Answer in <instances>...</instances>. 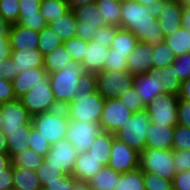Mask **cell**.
I'll list each match as a JSON object with an SVG mask.
<instances>
[{"label":"cell","mask_w":190,"mask_h":190,"mask_svg":"<svg viewBox=\"0 0 190 190\" xmlns=\"http://www.w3.org/2000/svg\"><path fill=\"white\" fill-rule=\"evenodd\" d=\"M120 28L131 31L138 42L151 46L164 42L162 30L153 8L136 0H122Z\"/></svg>","instance_id":"1"},{"label":"cell","mask_w":190,"mask_h":190,"mask_svg":"<svg viewBox=\"0 0 190 190\" xmlns=\"http://www.w3.org/2000/svg\"><path fill=\"white\" fill-rule=\"evenodd\" d=\"M104 103L95 81L90 78L79 86L76 97L64 109L69 120L99 123Z\"/></svg>","instance_id":"2"},{"label":"cell","mask_w":190,"mask_h":190,"mask_svg":"<svg viewBox=\"0 0 190 190\" xmlns=\"http://www.w3.org/2000/svg\"><path fill=\"white\" fill-rule=\"evenodd\" d=\"M49 77L55 100L63 108L76 97L79 86L91 78L83 65L75 61L63 70L49 74Z\"/></svg>","instance_id":"3"},{"label":"cell","mask_w":190,"mask_h":190,"mask_svg":"<svg viewBox=\"0 0 190 190\" xmlns=\"http://www.w3.org/2000/svg\"><path fill=\"white\" fill-rule=\"evenodd\" d=\"M68 121L69 117L63 107L32 116L33 127L50 145L66 137Z\"/></svg>","instance_id":"4"},{"label":"cell","mask_w":190,"mask_h":190,"mask_svg":"<svg viewBox=\"0 0 190 190\" xmlns=\"http://www.w3.org/2000/svg\"><path fill=\"white\" fill-rule=\"evenodd\" d=\"M150 125V115L146 110L133 113L125 125L115 133V138L140 153L146 149V136Z\"/></svg>","instance_id":"5"},{"label":"cell","mask_w":190,"mask_h":190,"mask_svg":"<svg viewBox=\"0 0 190 190\" xmlns=\"http://www.w3.org/2000/svg\"><path fill=\"white\" fill-rule=\"evenodd\" d=\"M174 163L173 150L146 148L140 152L139 168L162 179L173 181L177 173Z\"/></svg>","instance_id":"6"},{"label":"cell","mask_w":190,"mask_h":190,"mask_svg":"<svg viewBox=\"0 0 190 190\" xmlns=\"http://www.w3.org/2000/svg\"><path fill=\"white\" fill-rule=\"evenodd\" d=\"M134 77L129 71L102 70L92 79L95 81L96 90L104 99H116L133 86Z\"/></svg>","instance_id":"7"},{"label":"cell","mask_w":190,"mask_h":190,"mask_svg":"<svg viewBox=\"0 0 190 190\" xmlns=\"http://www.w3.org/2000/svg\"><path fill=\"white\" fill-rule=\"evenodd\" d=\"M19 99L31 116L60 108L52 92L48 74L44 76V83L37 84Z\"/></svg>","instance_id":"8"},{"label":"cell","mask_w":190,"mask_h":190,"mask_svg":"<svg viewBox=\"0 0 190 190\" xmlns=\"http://www.w3.org/2000/svg\"><path fill=\"white\" fill-rule=\"evenodd\" d=\"M179 96L170 93L158 95L151 104L146 107L150 115L151 123L175 127L178 124Z\"/></svg>","instance_id":"9"},{"label":"cell","mask_w":190,"mask_h":190,"mask_svg":"<svg viewBox=\"0 0 190 190\" xmlns=\"http://www.w3.org/2000/svg\"><path fill=\"white\" fill-rule=\"evenodd\" d=\"M102 132L100 123L69 120L65 138L73 144L78 153H85Z\"/></svg>","instance_id":"10"},{"label":"cell","mask_w":190,"mask_h":190,"mask_svg":"<svg viewBox=\"0 0 190 190\" xmlns=\"http://www.w3.org/2000/svg\"><path fill=\"white\" fill-rule=\"evenodd\" d=\"M76 18V36L89 42L95 34V29L106 26L104 17L94 4L77 6L71 9Z\"/></svg>","instance_id":"11"},{"label":"cell","mask_w":190,"mask_h":190,"mask_svg":"<svg viewBox=\"0 0 190 190\" xmlns=\"http://www.w3.org/2000/svg\"><path fill=\"white\" fill-rule=\"evenodd\" d=\"M0 112L4 120L1 131L6 137L7 131L30 130L33 126L32 116L20 99L1 104Z\"/></svg>","instance_id":"12"},{"label":"cell","mask_w":190,"mask_h":190,"mask_svg":"<svg viewBox=\"0 0 190 190\" xmlns=\"http://www.w3.org/2000/svg\"><path fill=\"white\" fill-rule=\"evenodd\" d=\"M132 115L133 112L129 111L119 98L105 99L99 123L103 132L115 134L125 125Z\"/></svg>","instance_id":"13"},{"label":"cell","mask_w":190,"mask_h":190,"mask_svg":"<svg viewBox=\"0 0 190 190\" xmlns=\"http://www.w3.org/2000/svg\"><path fill=\"white\" fill-rule=\"evenodd\" d=\"M78 152L73 144L66 138L61 139L50 146L45 159L50 165L59 169L65 175H72Z\"/></svg>","instance_id":"14"},{"label":"cell","mask_w":190,"mask_h":190,"mask_svg":"<svg viewBox=\"0 0 190 190\" xmlns=\"http://www.w3.org/2000/svg\"><path fill=\"white\" fill-rule=\"evenodd\" d=\"M154 11L164 38L174 34L182 27L183 7L180 2L160 0L156 3Z\"/></svg>","instance_id":"15"},{"label":"cell","mask_w":190,"mask_h":190,"mask_svg":"<svg viewBox=\"0 0 190 190\" xmlns=\"http://www.w3.org/2000/svg\"><path fill=\"white\" fill-rule=\"evenodd\" d=\"M140 153L114 138L108 167L119 173L139 168Z\"/></svg>","instance_id":"16"},{"label":"cell","mask_w":190,"mask_h":190,"mask_svg":"<svg viewBox=\"0 0 190 190\" xmlns=\"http://www.w3.org/2000/svg\"><path fill=\"white\" fill-rule=\"evenodd\" d=\"M153 55V47L150 44L138 42L133 52L128 56V71L133 76L146 73L153 68Z\"/></svg>","instance_id":"17"},{"label":"cell","mask_w":190,"mask_h":190,"mask_svg":"<svg viewBox=\"0 0 190 190\" xmlns=\"http://www.w3.org/2000/svg\"><path fill=\"white\" fill-rule=\"evenodd\" d=\"M110 48L91 40L87 44L82 65L92 78L96 73L104 70L106 57Z\"/></svg>","instance_id":"18"},{"label":"cell","mask_w":190,"mask_h":190,"mask_svg":"<svg viewBox=\"0 0 190 190\" xmlns=\"http://www.w3.org/2000/svg\"><path fill=\"white\" fill-rule=\"evenodd\" d=\"M9 39L12 50L38 49L39 32L14 23L9 29Z\"/></svg>","instance_id":"19"},{"label":"cell","mask_w":190,"mask_h":190,"mask_svg":"<svg viewBox=\"0 0 190 190\" xmlns=\"http://www.w3.org/2000/svg\"><path fill=\"white\" fill-rule=\"evenodd\" d=\"M175 127L151 123L146 136V148L173 150Z\"/></svg>","instance_id":"20"},{"label":"cell","mask_w":190,"mask_h":190,"mask_svg":"<svg viewBox=\"0 0 190 190\" xmlns=\"http://www.w3.org/2000/svg\"><path fill=\"white\" fill-rule=\"evenodd\" d=\"M46 70L43 67L31 68L19 74L13 81V91L17 99L21 98L26 92L36 87L39 83H44Z\"/></svg>","instance_id":"21"},{"label":"cell","mask_w":190,"mask_h":190,"mask_svg":"<svg viewBox=\"0 0 190 190\" xmlns=\"http://www.w3.org/2000/svg\"><path fill=\"white\" fill-rule=\"evenodd\" d=\"M133 87L140 95L146 107L151 104L158 95L164 94L162 92V83L156 78L149 77L147 73L136 75L134 77Z\"/></svg>","instance_id":"22"},{"label":"cell","mask_w":190,"mask_h":190,"mask_svg":"<svg viewBox=\"0 0 190 190\" xmlns=\"http://www.w3.org/2000/svg\"><path fill=\"white\" fill-rule=\"evenodd\" d=\"M103 167L104 165H102L99 160L92 157L89 152L78 153L72 175L77 181L88 182Z\"/></svg>","instance_id":"23"},{"label":"cell","mask_w":190,"mask_h":190,"mask_svg":"<svg viewBox=\"0 0 190 190\" xmlns=\"http://www.w3.org/2000/svg\"><path fill=\"white\" fill-rule=\"evenodd\" d=\"M174 65L164 68H152L146 73L151 78H156L162 83V92L179 95L182 88V81L176 77Z\"/></svg>","instance_id":"24"},{"label":"cell","mask_w":190,"mask_h":190,"mask_svg":"<svg viewBox=\"0 0 190 190\" xmlns=\"http://www.w3.org/2000/svg\"><path fill=\"white\" fill-rule=\"evenodd\" d=\"M13 65L21 74L31 68L43 67L44 55L38 49L12 50Z\"/></svg>","instance_id":"25"},{"label":"cell","mask_w":190,"mask_h":190,"mask_svg":"<svg viewBox=\"0 0 190 190\" xmlns=\"http://www.w3.org/2000/svg\"><path fill=\"white\" fill-rule=\"evenodd\" d=\"M13 190H43L37 173L21 167H13Z\"/></svg>","instance_id":"26"},{"label":"cell","mask_w":190,"mask_h":190,"mask_svg":"<svg viewBox=\"0 0 190 190\" xmlns=\"http://www.w3.org/2000/svg\"><path fill=\"white\" fill-rule=\"evenodd\" d=\"M115 138V134L102 132L97 136L88 152L92 157L99 160L104 166H107L110 160L111 147Z\"/></svg>","instance_id":"27"},{"label":"cell","mask_w":190,"mask_h":190,"mask_svg":"<svg viewBox=\"0 0 190 190\" xmlns=\"http://www.w3.org/2000/svg\"><path fill=\"white\" fill-rule=\"evenodd\" d=\"M73 59L64 45L55 48L51 53L44 56L43 68L49 75L53 72L63 70L66 66H71Z\"/></svg>","instance_id":"28"},{"label":"cell","mask_w":190,"mask_h":190,"mask_svg":"<svg viewBox=\"0 0 190 190\" xmlns=\"http://www.w3.org/2000/svg\"><path fill=\"white\" fill-rule=\"evenodd\" d=\"M76 18L71 9L47 25L64 41L76 36Z\"/></svg>","instance_id":"29"},{"label":"cell","mask_w":190,"mask_h":190,"mask_svg":"<svg viewBox=\"0 0 190 190\" xmlns=\"http://www.w3.org/2000/svg\"><path fill=\"white\" fill-rule=\"evenodd\" d=\"M120 173L108 166H104L89 182L91 190H115Z\"/></svg>","instance_id":"30"},{"label":"cell","mask_w":190,"mask_h":190,"mask_svg":"<svg viewBox=\"0 0 190 190\" xmlns=\"http://www.w3.org/2000/svg\"><path fill=\"white\" fill-rule=\"evenodd\" d=\"M122 0H96L95 6L107 25L120 28Z\"/></svg>","instance_id":"31"},{"label":"cell","mask_w":190,"mask_h":190,"mask_svg":"<svg viewBox=\"0 0 190 190\" xmlns=\"http://www.w3.org/2000/svg\"><path fill=\"white\" fill-rule=\"evenodd\" d=\"M175 57L190 53V31L181 27L174 34L164 38Z\"/></svg>","instance_id":"32"},{"label":"cell","mask_w":190,"mask_h":190,"mask_svg":"<svg viewBox=\"0 0 190 190\" xmlns=\"http://www.w3.org/2000/svg\"><path fill=\"white\" fill-rule=\"evenodd\" d=\"M137 43L138 40L131 31L118 28L110 48L114 49L116 53L126 54L128 57Z\"/></svg>","instance_id":"33"},{"label":"cell","mask_w":190,"mask_h":190,"mask_svg":"<svg viewBox=\"0 0 190 190\" xmlns=\"http://www.w3.org/2000/svg\"><path fill=\"white\" fill-rule=\"evenodd\" d=\"M70 10L67 0H42L40 5L41 15L46 23L63 16Z\"/></svg>","instance_id":"34"},{"label":"cell","mask_w":190,"mask_h":190,"mask_svg":"<svg viewBox=\"0 0 190 190\" xmlns=\"http://www.w3.org/2000/svg\"><path fill=\"white\" fill-rule=\"evenodd\" d=\"M30 130L7 131L8 155H16L29 149Z\"/></svg>","instance_id":"35"},{"label":"cell","mask_w":190,"mask_h":190,"mask_svg":"<svg viewBox=\"0 0 190 190\" xmlns=\"http://www.w3.org/2000/svg\"><path fill=\"white\" fill-rule=\"evenodd\" d=\"M115 190H145L143 171L140 168H136L126 173H120Z\"/></svg>","instance_id":"36"},{"label":"cell","mask_w":190,"mask_h":190,"mask_svg":"<svg viewBox=\"0 0 190 190\" xmlns=\"http://www.w3.org/2000/svg\"><path fill=\"white\" fill-rule=\"evenodd\" d=\"M43 157L39 156L31 149H27L21 153L10 156L11 165L13 167L27 168L35 171L43 162Z\"/></svg>","instance_id":"37"},{"label":"cell","mask_w":190,"mask_h":190,"mask_svg":"<svg viewBox=\"0 0 190 190\" xmlns=\"http://www.w3.org/2000/svg\"><path fill=\"white\" fill-rule=\"evenodd\" d=\"M63 40L48 25L39 31L38 50L45 56L63 45Z\"/></svg>","instance_id":"38"},{"label":"cell","mask_w":190,"mask_h":190,"mask_svg":"<svg viewBox=\"0 0 190 190\" xmlns=\"http://www.w3.org/2000/svg\"><path fill=\"white\" fill-rule=\"evenodd\" d=\"M152 47L154 52L153 68L160 69L174 63L176 57L165 42Z\"/></svg>","instance_id":"39"},{"label":"cell","mask_w":190,"mask_h":190,"mask_svg":"<svg viewBox=\"0 0 190 190\" xmlns=\"http://www.w3.org/2000/svg\"><path fill=\"white\" fill-rule=\"evenodd\" d=\"M42 187L46 186L48 182L58 181L60 177L64 175L59 169L50 165L48 161L44 158L40 166L35 170Z\"/></svg>","instance_id":"40"},{"label":"cell","mask_w":190,"mask_h":190,"mask_svg":"<svg viewBox=\"0 0 190 190\" xmlns=\"http://www.w3.org/2000/svg\"><path fill=\"white\" fill-rule=\"evenodd\" d=\"M88 42L80 37H72L64 41L63 45L68 53L71 55L73 61L82 63L85 50L87 49Z\"/></svg>","instance_id":"41"},{"label":"cell","mask_w":190,"mask_h":190,"mask_svg":"<svg viewBox=\"0 0 190 190\" xmlns=\"http://www.w3.org/2000/svg\"><path fill=\"white\" fill-rule=\"evenodd\" d=\"M119 99L122 101L125 107L133 113L146 110L144 102L141 100L140 95L133 86L129 90L123 92Z\"/></svg>","instance_id":"42"},{"label":"cell","mask_w":190,"mask_h":190,"mask_svg":"<svg viewBox=\"0 0 190 190\" xmlns=\"http://www.w3.org/2000/svg\"><path fill=\"white\" fill-rule=\"evenodd\" d=\"M20 8L19 0H0V17L10 24L19 21Z\"/></svg>","instance_id":"43"},{"label":"cell","mask_w":190,"mask_h":190,"mask_svg":"<svg viewBox=\"0 0 190 190\" xmlns=\"http://www.w3.org/2000/svg\"><path fill=\"white\" fill-rule=\"evenodd\" d=\"M29 149L36 152L39 156L45 158L50 150V144L33 126L30 129Z\"/></svg>","instance_id":"44"},{"label":"cell","mask_w":190,"mask_h":190,"mask_svg":"<svg viewBox=\"0 0 190 190\" xmlns=\"http://www.w3.org/2000/svg\"><path fill=\"white\" fill-rule=\"evenodd\" d=\"M127 59L126 54L116 53L114 49L110 48L104 64V70L128 71Z\"/></svg>","instance_id":"45"},{"label":"cell","mask_w":190,"mask_h":190,"mask_svg":"<svg viewBox=\"0 0 190 190\" xmlns=\"http://www.w3.org/2000/svg\"><path fill=\"white\" fill-rule=\"evenodd\" d=\"M190 150V128L177 124L174 130L173 151Z\"/></svg>","instance_id":"46"},{"label":"cell","mask_w":190,"mask_h":190,"mask_svg":"<svg viewBox=\"0 0 190 190\" xmlns=\"http://www.w3.org/2000/svg\"><path fill=\"white\" fill-rule=\"evenodd\" d=\"M143 183L145 190H173L172 181L149 172H143Z\"/></svg>","instance_id":"47"},{"label":"cell","mask_w":190,"mask_h":190,"mask_svg":"<svg viewBox=\"0 0 190 190\" xmlns=\"http://www.w3.org/2000/svg\"><path fill=\"white\" fill-rule=\"evenodd\" d=\"M118 27L106 25L95 29L92 40L106 47H111Z\"/></svg>","instance_id":"48"},{"label":"cell","mask_w":190,"mask_h":190,"mask_svg":"<svg viewBox=\"0 0 190 190\" xmlns=\"http://www.w3.org/2000/svg\"><path fill=\"white\" fill-rule=\"evenodd\" d=\"M176 77L181 81L190 78V53L176 57L173 63Z\"/></svg>","instance_id":"49"},{"label":"cell","mask_w":190,"mask_h":190,"mask_svg":"<svg viewBox=\"0 0 190 190\" xmlns=\"http://www.w3.org/2000/svg\"><path fill=\"white\" fill-rule=\"evenodd\" d=\"M20 26L41 31L46 25V21L42 15H19V21L17 22Z\"/></svg>","instance_id":"50"},{"label":"cell","mask_w":190,"mask_h":190,"mask_svg":"<svg viewBox=\"0 0 190 190\" xmlns=\"http://www.w3.org/2000/svg\"><path fill=\"white\" fill-rule=\"evenodd\" d=\"M77 180L73 175H63L58 181L48 182L43 190H73Z\"/></svg>","instance_id":"51"},{"label":"cell","mask_w":190,"mask_h":190,"mask_svg":"<svg viewBox=\"0 0 190 190\" xmlns=\"http://www.w3.org/2000/svg\"><path fill=\"white\" fill-rule=\"evenodd\" d=\"M176 172L190 171V150L173 151Z\"/></svg>","instance_id":"52"},{"label":"cell","mask_w":190,"mask_h":190,"mask_svg":"<svg viewBox=\"0 0 190 190\" xmlns=\"http://www.w3.org/2000/svg\"><path fill=\"white\" fill-rule=\"evenodd\" d=\"M18 75L19 72H16L12 57L0 62V79L2 78L12 82Z\"/></svg>","instance_id":"53"},{"label":"cell","mask_w":190,"mask_h":190,"mask_svg":"<svg viewBox=\"0 0 190 190\" xmlns=\"http://www.w3.org/2000/svg\"><path fill=\"white\" fill-rule=\"evenodd\" d=\"M42 0H19L20 15H41Z\"/></svg>","instance_id":"54"},{"label":"cell","mask_w":190,"mask_h":190,"mask_svg":"<svg viewBox=\"0 0 190 190\" xmlns=\"http://www.w3.org/2000/svg\"><path fill=\"white\" fill-rule=\"evenodd\" d=\"M178 124L190 128V102L179 99L178 108Z\"/></svg>","instance_id":"55"},{"label":"cell","mask_w":190,"mask_h":190,"mask_svg":"<svg viewBox=\"0 0 190 190\" xmlns=\"http://www.w3.org/2000/svg\"><path fill=\"white\" fill-rule=\"evenodd\" d=\"M12 82L5 79H0V105L6 102L15 100Z\"/></svg>","instance_id":"56"},{"label":"cell","mask_w":190,"mask_h":190,"mask_svg":"<svg viewBox=\"0 0 190 190\" xmlns=\"http://www.w3.org/2000/svg\"><path fill=\"white\" fill-rule=\"evenodd\" d=\"M172 185L173 190H190V171L176 173Z\"/></svg>","instance_id":"57"},{"label":"cell","mask_w":190,"mask_h":190,"mask_svg":"<svg viewBox=\"0 0 190 190\" xmlns=\"http://www.w3.org/2000/svg\"><path fill=\"white\" fill-rule=\"evenodd\" d=\"M0 190H13V170L11 164L7 167V174H0Z\"/></svg>","instance_id":"58"},{"label":"cell","mask_w":190,"mask_h":190,"mask_svg":"<svg viewBox=\"0 0 190 190\" xmlns=\"http://www.w3.org/2000/svg\"><path fill=\"white\" fill-rule=\"evenodd\" d=\"M12 55V49L10 41H0V62L10 58Z\"/></svg>","instance_id":"59"},{"label":"cell","mask_w":190,"mask_h":190,"mask_svg":"<svg viewBox=\"0 0 190 190\" xmlns=\"http://www.w3.org/2000/svg\"><path fill=\"white\" fill-rule=\"evenodd\" d=\"M11 24L0 17V41H10L9 39V29Z\"/></svg>","instance_id":"60"},{"label":"cell","mask_w":190,"mask_h":190,"mask_svg":"<svg viewBox=\"0 0 190 190\" xmlns=\"http://www.w3.org/2000/svg\"><path fill=\"white\" fill-rule=\"evenodd\" d=\"M178 96L179 99L190 102V78L182 81L181 92Z\"/></svg>","instance_id":"61"},{"label":"cell","mask_w":190,"mask_h":190,"mask_svg":"<svg viewBox=\"0 0 190 190\" xmlns=\"http://www.w3.org/2000/svg\"><path fill=\"white\" fill-rule=\"evenodd\" d=\"M11 164L8 154H0V174H7V167Z\"/></svg>","instance_id":"62"},{"label":"cell","mask_w":190,"mask_h":190,"mask_svg":"<svg viewBox=\"0 0 190 190\" xmlns=\"http://www.w3.org/2000/svg\"><path fill=\"white\" fill-rule=\"evenodd\" d=\"M181 22L182 27L190 31V7L183 8Z\"/></svg>","instance_id":"63"},{"label":"cell","mask_w":190,"mask_h":190,"mask_svg":"<svg viewBox=\"0 0 190 190\" xmlns=\"http://www.w3.org/2000/svg\"><path fill=\"white\" fill-rule=\"evenodd\" d=\"M70 9L77 7V6H82V5H87V4H94L96 0H67Z\"/></svg>","instance_id":"64"},{"label":"cell","mask_w":190,"mask_h":190,"mask_svg":"<svg viewBox=\"0 0 190 190\" xmlns=\"http://www.w3.org/2000/svg\"><path fill=\"white\" fill-rule=\"evenodd\" d=\"M0 154H8L7 137L0 130Z\"/></svg>","instance_id":"65"},{"label":"cell","mask_w":190,"mask_h":190,"mask_svg":"<svg viewBox=\"0 0 190 190\" xmlns=\"http://www.w3.org/2000/svg\"><path fill=\"white\" fill-rule=\"evenodd\" d=\"M73 190H91V189H90V186H89V182L77 181L75 183V186H74Z\"/></svg>","instance_id":"66"},{"label":"cell","mask_w":190,"mask_h":190,"mask_svg":"<svg viewBox=\"0 0 190 190\" xmlns=\"http://www.w3.org/2000/svg\"><path fill=\"white\" fill-rule=\"evenodd\" d=\"M136 1H138L140 4H142L144 6L154 9L156 3L160 0H136Z\"/></svg>","instance_id":"67"},{"label":"cell","mask_w":190,"mask_h":190,"mask_svg":"<svg viewBox=\"0 0 190 190\" xmlns=\"http://www.w3.org/2000/svg\"><path fill=\"white\" fill-rule=\"evenodd\" d=\"M179 2L183 8L190 7V0H180Z\"/></svg>","instance_id":"68"},{"label":"cell","mask_w":190,"mask_h":190,"mask_svg":"<svg viewBox=\"0 0 190 190\" xmlns=\"http://www.w3.org/2000/svg\"><path fill=\"white\" fill-rule=\"evenodd\" d=\"M3 122H4V120H3L1 112H0V130L2 129Z\"/></svg>","instance_id":"69"},{"label":"cell","mask_w":190,"mask_h":190,"mask_svg":"<svg viewBox=\"0 0 190 190\" xmlns=\"http://www.w3.org/2000/svg\"><path fill=\"white\" fill-rule=\"evenodd\" d=\"M165 1H169V2H179L180 0H165Z\"/></svg>","instance_id":"70"}]
</instances>
